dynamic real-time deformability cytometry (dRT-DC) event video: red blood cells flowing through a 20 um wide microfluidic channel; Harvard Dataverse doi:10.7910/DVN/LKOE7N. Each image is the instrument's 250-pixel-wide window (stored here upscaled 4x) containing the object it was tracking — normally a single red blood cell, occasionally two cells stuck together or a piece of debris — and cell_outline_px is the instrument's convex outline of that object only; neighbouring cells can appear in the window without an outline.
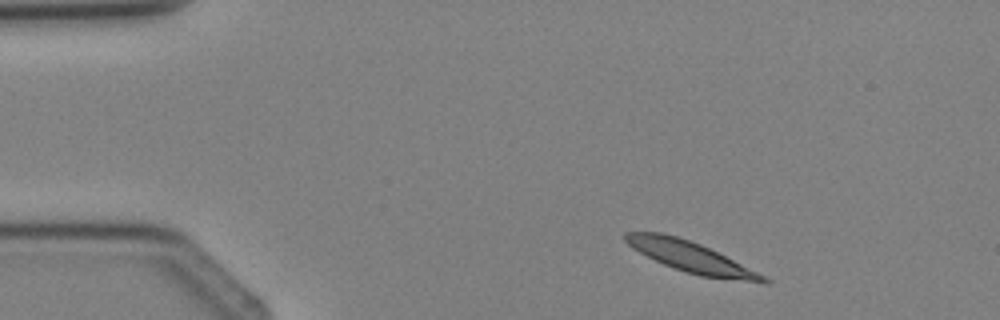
{"species": "Egyptian fruit bat (a non-hibernating species)", "species_latin": "Rousettus aegyptiacus", "temperature_condition": "cold", "stored_images_in_passage": 4, "segment_of_instrument_passage": [2, 2], "camera_frame_rate_fps": 3000, "um_per_image_px": 0.085, "animal": {"sex": "female"}, "frame": {"image": 1, "passage_image": 4, "time_ms": 4.333, "image_size_px": [1000, 320], "cell_outline_px": [[772, 280], [768, 284], [764, 284], [700, 276], [684, 272], [664, 264], [632, 248], [624, 240], [624, 232], [660, 232], [676, 236], [700, 244]], "centroid_in_image_um": [58.72, 21.86], "position_along_channel_um": 26.3, "area_um2": 24.22}}